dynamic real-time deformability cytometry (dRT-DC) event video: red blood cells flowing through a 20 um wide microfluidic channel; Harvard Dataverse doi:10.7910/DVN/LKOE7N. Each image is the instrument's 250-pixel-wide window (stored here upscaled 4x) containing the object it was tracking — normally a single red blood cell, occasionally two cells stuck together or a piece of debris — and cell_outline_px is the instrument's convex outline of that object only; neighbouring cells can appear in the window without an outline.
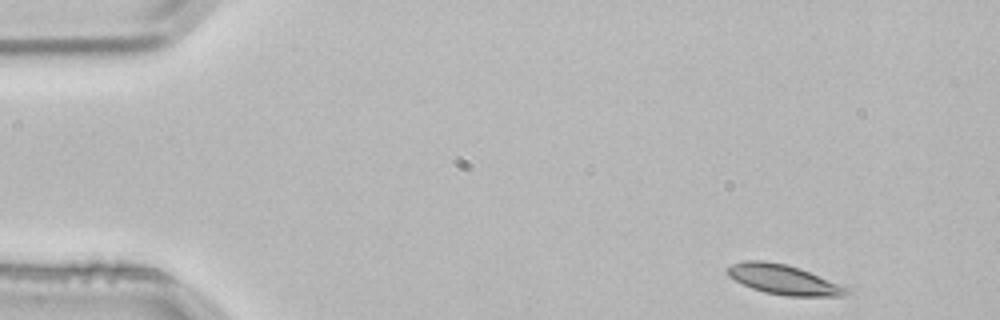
{"species": "common noctule bat (a hibernating species)", "species_latin": "Nyctalus noctula", "temperature_condition": "room temperature", "stored_images_in_passage": 3, "camera_frame_rate_fps": 3000, "um_per_image_px": 0.085, "animal": {"sex": "male", "body_mass_g": 21.5, "forearm_length_mm": 52.0}, "frame": {"image": 1, "passage_image": 1, "time_ms": 0.0, "image_size_px": [1000, 320], "cell_outline_px": [[852, 292], [844, 296], [784, 296], [764, 292], [752, 288], [728, 276], [724, 272], [724, 268], [732, 264], [744, 260], [764, 260], [784, 264], [800, 268], [852, 288]], "centroid_in_image_um": [66.63, 23.76], "position_along_channel_um": 18.4, "area_um2": 21.04}}
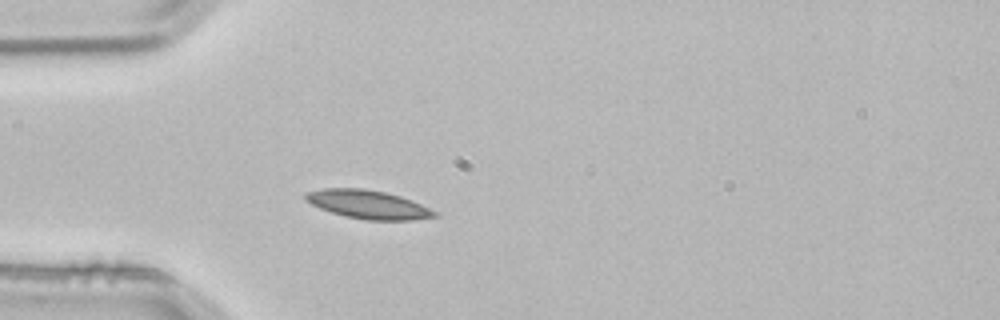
{"frame": {"image": 2, "passage_image": 3, "time_ms": 0.667, "image_size_px": [1000, 320], "cell_outline_px": [[440, 216], [412, 220], [368, 220], [344, 216], [320, 208], [304, 200], [304, 192], [324, 188], [364, 188], [384, 192], [400, 196], [412, 200], [436, 212]], "centroid_in_image_um": [31.26, 17.37], "position_along_channel_um": 53.7, "area_um2": 21.44}}